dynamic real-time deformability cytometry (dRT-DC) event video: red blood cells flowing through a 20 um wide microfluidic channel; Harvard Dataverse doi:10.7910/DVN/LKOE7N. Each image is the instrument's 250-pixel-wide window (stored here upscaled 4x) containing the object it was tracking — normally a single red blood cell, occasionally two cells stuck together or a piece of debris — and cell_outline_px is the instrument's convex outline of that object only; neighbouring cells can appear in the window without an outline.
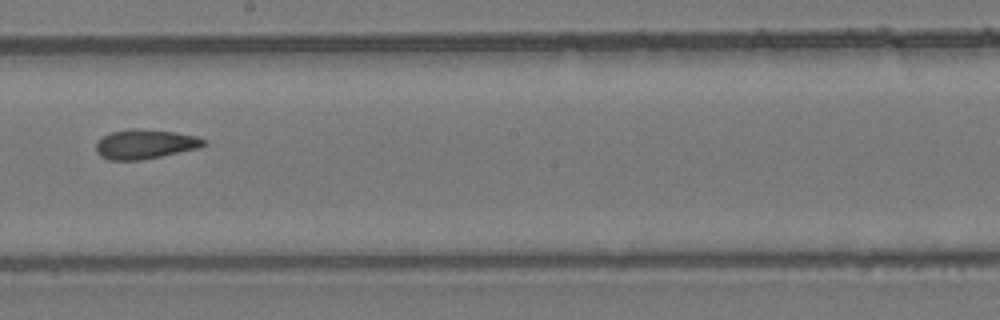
{"species": "common noctule bat (a hibernating species)", "species_latin": "Nyctalus noctula", "temperature_condition": "room temperature", "stored_images_in_passage": 14, "camera_frame_rate_fps": 3000, "um_per_image_px": 0.085, "animal": {"sex": "female", "body_mass_g": 24.6, "forearm_length_mm": 56.2}, "frame": {"image": 1, "passage_image": 7, "time_ms": 7.667, "image_size_px": [1000, 320], "cell_outline_px": [[208, 144], [200, 148], [140, 160], [108, 160], [100, 156], [96, 152], [96, 140], [112, 132], [128, 128], [136, 128], [172, 132], [196, 136], [208, 140]], "centroid_in_image_um": [12.33, 12.25], "position_along_channel_um": 235.9, "area_um2": 18.61}}
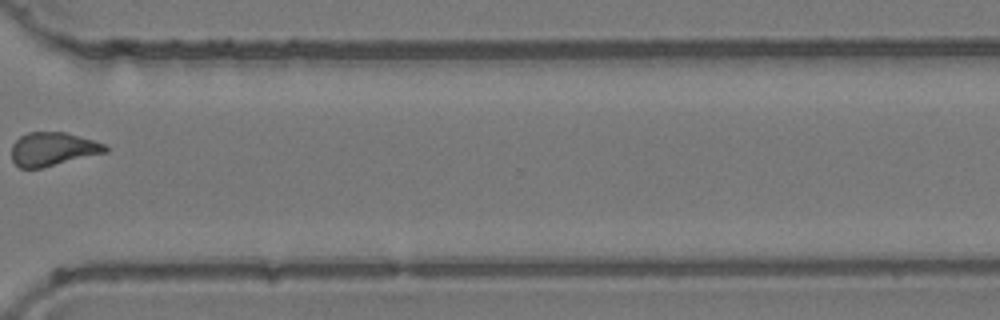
{"frame": {"image": 2, "passage_image": 10, "time_ms": 11.0, "image_size_px": [1000, 320], "cell_outline_px": [[108, 152], [40, 168], [20, 168], [12, 160], [12, 144], [20, 136], [28, 132], [64, 132], [92, 140], [104, 144], [108, 148]], "centroid_in_image_um": [4.47, 12.67], "position_along_channel_um": 366.1, "area_um2": 18.15}}
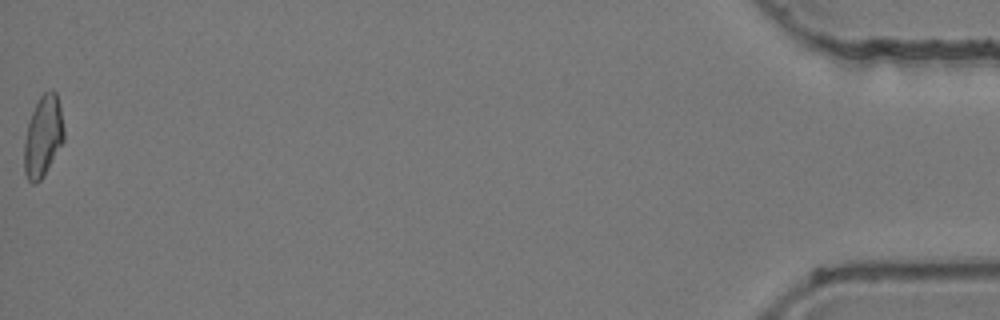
{"frame": {"image": 3, "passage_image": 14, "time_ms": 15.333, "image_size_px": [1000, 320], "cell_outline_px": [[64, 140], [44, 176], [36, 184], [32, 184], [28, 180], [24, 172], [24, 144], [28, 124], [32, 112], [40, 96], [44, 92], [52, 88], [56, 92], [60, 108], [64, 128]], "centroid_in_image_um": [3.66, 11.6], "position_along_channel_um": 431.5, "area_um2": 18.79}, "authors_computed_cell_mechanics": {"area_um2": 18.6116, "velocity_mm_per_s": 3.9005, "shape_relaxation_time_tau1_ms": 8.6294, "shape_relaxation_time_tau2_ms": null, "deformation_change_tau1": 0.2086, "deformation_change_tau2": null}}